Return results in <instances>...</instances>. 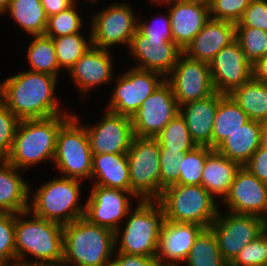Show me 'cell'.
<instances>
[{
    "label": "cell",
    "mask_w": 267,
    "mask_h": 266,
    "mask_svg": "<svg viewBox=\"0 0 267 266\" xmlns=\"http://www.w3.org/2000/svg\"><path fill=\"white\" fill-rule=\"evenodd\" d=\"M155 256L129 254V266H158Z\"/></svg>",
    "instance_id": "cell-49"
},
{
    "label": "cell",
    "mask_w": 267,
    "mask_h": 266,
    "mask_svg": "<svg viewBox=\"0 0 267 266\" xmlns=\"http://www.w3.org/2000/svg\"><path fill=\"white\" fill-rule=\"evenodd\" d=\"M176 1L192 3V4H199V5H203L206 7H210L211 2H212V0H176Z\"/></svg>",
    "instance_id": "cell-53"
},
{
    "label": "cell",
    "mask_w": 267,
    "mask_h": 266,
    "mask_svg": "<svg viewBox=\"0 0 267 266\" xmlns=\"http://www.w3.org/2000/svg\"><path fill=\"white\" fill-rule=\"evenodd\" d=\"M158 266H180V265H161V264H158Z\"/></svg>",
    "instance_id": "cell-56"
},
{
    "label": "cell",
    "mask_w": 267,
    "mask_h": 266,
    "mask_svg": "<svg viewBox=\"0 0 267 266\" xmlns=\"http://www.w3.org/2000/svg\"><path fill=\"white\" fill-rule=\"evenodd\" d=\"M243 167L260 181L267 183V147L260 146Z\"/></svg>",
    "instance_id": "cell-46"
},
{
    "label": "cell",
    "mask_w": 267,
    "mask_h": 266,
    "mask_svg": "<svg viewBox=\"0 0 267 266\" xmlns=\"http://www.w3.org/2000/svg\"><path fill=\"white\" fill-rule=\"evenodd\" d=\"M251 0H212L210 18L237 23Z\"/></svg>",
    "instance_id": "cell-42"
},
{
    "label": "cell",
    "mask_w": 267,
    "mask_h": 266,
    "mask_svg": "<svg viewBox=\"0 0 267 266\" xmlns=\"http://www.w3.org/2000/svg\"><path fill=\"white\" fill-rule=\"evenodd\" d=\"M111 56L109 50L91 46L68 71L82 96L94 87L113 80Z\"/></svg>",
    "instance_id": "cell-22"
},
{
    "label": "cell",
    "mask_w": 267,
    "mask_h": 266,
    "mask_svg": "<svg viewBox=\"0 0 267 266\" xmlns=\"http://www.w3.org/2000/svg\"><path fill=\"white\" fill-rule=\"evenodd\" d=\"M235 39L239 42L246 60L253 66L267 56V32L252 27H235Z\"/></svg>",
    "instance_id": "cell-36"
},
{
    "label": "cell",
    "mask_w": 267,
    "mask_h": 266,
    "mask_svg": "<svg viewBox=\"0 0 267 266\" xmlns=\"http://www.w3.org/2000/svg\"><path fill=\"white\" fill-rule=\"evenodd\" d=\"M0 213H21L29 208L30 186L20 170L0 160Z\"/></svg>",
    "instance_id": "cell-25"
},
{
    "label": "cell",
    "mask_w": 267,
    "mask_h": 266,
    "mask_svg": "<svg viewBox=\"0 0 267 266\" xmlns=\"http://www.w3.org/2000/svg\"><path fill=\"white\" fill-rule=\"evenodd\" d=\"M155 139L159 143V148H167V152H189L197 146L180 113L171 119Z\"/></svg>",
    "instance_id": "cell-34"
},
{
    "label": "cell",
    "mask_w": 267,
    "mask_h": 266,
    "mask_svg": "<svg viewBox=\"0 0 267 266\" xmlns=\"http://www.w3.org/2000/svg\"><path fill=\"white\" fill-rule=\"evenodd\" d=\"M235 27L259 28L267 32V0H251Z\"/></svg>",
    "instance_id": "cell-44"
},
{
    "label": "cell",
    "mask_w": 267,
    "mask_h": 266,
    "mask_svg": "<svg viewBox=\"0 0 267 266\" xmlns=\"http://www.w3.org/2000/svg\"><path fill=\"white\" fill-rule=\"evenodd\" d=\"M241 165L228 159L226 156L213 149L208 156L202 171L201 185L214 197L228 195L230 186L235 179Z\"/></svg>",
    "instance_id": "cell-26"
},
{
    "label": "cell",
    "mask_w": 267,
    "mask_h": 266,
    "mask_svg": "<svg viewBox=\"0 0 267 266\" xmlns=\"http://www.w3.org/2000/svg\"><path fill=\"white\" fill-rule=\"evenodd\" d=\"M212 150L208 146H196L193 150L186 152L184 158H181L178 184L201 185L206 157Z\"/></svg>",
    "instance_id": "cell-37"
},
{
    "label": "cell",
    "mask_w": 267,
    "mask_h": 266,
    "mask_svg": "<svg viewBox=\"0 0 267 266\" xmlns=\"http://www.w3.org/2000/svg\"><path fill=\"white\" fill-rule=\"evenodd\" d=\"M253 78L267 84V56L259 59L252 67Z\"/></svg>",
    "instance_id": "cell-48"
},
{
    "label": "cell",
    "mask_w": 267,
    "mask_h": 266,
    "mask_svg": "<svg viewBox=\"0 0 267 266\" xmlns=\"http://www.w3.org/2000/svg\"><path fill=\"white\" fill-rule=\"evenodd\" d=\"M10 0H0V15L7 12Z\"/></svg>",
    "instance_id": "cell-54"
},
{
    "label": "cell",
    "mask_w": 267,
    "mask_h": 266,
    "mask_svg": "<svg viewBox=\"0 0 267 266\" xmlns=\"http://www.w3.org/2000/svg\"><path fill=\"white\" fill-rule=\"evenodd\" d=\"M93 185L130 191L127 154H93L91 178Z\"/></svg>",
    "instance_id": "cell-27"
},
{
    "label": "cell",
    "mask_w": 267,
    "mask_h": 266,
    "mask_svg": "<svg viewBox=\"0 0 267 266\" xmlns=\"http://www.w3.org/2000/svg\"><path fill=\"white\" fill-rule=\"evenodd\" d=\"M249 117L229 96L219 93V103L212 129V149L249 121Z\"/></svg>",
    "instance_id": "cell-29"
},
{
    "label": "cell",
    "mask_w": 267,
    "mask_h": 266,
    "mask_svg": "<svg viewBox=\"0 0 267 266\" xmlns=\"http://www.w3.org/2000/svg\"><path fill=\"white\" fill-rule=\"evenodd\" d=\"M184 262L187 266H228L222 258L216 235L210 227L204 228L196 237Z\"/></svg>",
    "instance_id": "cell-33"
},
{
    "label": "cell",
    "mask_w": 267,
    "mask_h": 266,
    "mask_svg": "<svg viewBox=\"0 0 267 266\" xmlns=\"http://www.w3.org/2000/svg\"><path fill=\"white\" fill-rule=\"evenodd\" d=\"M45 10L47 17L58 14L61 11L67 10L75 3L73 0H40Z\"/></svg>",
    "instance_id": "cell-47"
},
{
    "label": "cell",
    "mask_w": 267,
    "mask_h": 266,
    "mask_svg": "<svg viewBox=\"0 0 267 266\" xmlns=\"http://www.w3.org/2000/svg\"><path fill=\"white\" fill-rule=\"evenodd\" d=\"M169 75L166 81L171 85L179 107L205 99L216 92L212 83L210 65L189 58L184 53L179 56Z\"/></svg>",
    "instance_id": "cell-13"
},
{
    "label": "cell",
    "mask_w": 267,
    "mask_h": 266,
    "mask_svg": "<svg viewBox=\"0 0 267 266\" xmlns=\"http://www.w3.org/2000/svg\"><path fill=\"white\" fill-rule=\"evenodd\" d=\"M107 109L131 117L166 78L153 71L130 68L117 78Z\"/></svg>",
    "instance_id": "cell-12"
},
{
    "label": "cell",
    "mask_w": 267,
    "mask_h": 266,
    "mask_svg": "<svg viewBox=\"0 0 267 266\" xmlns=\"http://www.w3.org/2000/svg\"><path fill=\"white\" fill-rule=\"evenodd\" d=\"M73 1H74V3H76V2H75L76 0H73ZM86 1H88L89 3H90V2L93 3V2H97L98 0H86Z\"/></svg>",
    "instance_id": "cell-55"
},
{
    "label": "cell",
    "mask_w": 267,
    "mask_h": 266,
    "mask_svg": "<svg viewBox=\"0 0 267 266\" xmlns=\"http://www.w3.org/2000/svg\"><path fill=\"white\" fill-rule=\"evenodd\" d=\"M75 114L60 127L53 163L62 177L91 179L93 154L86 128ZM64 174V175H63Z\"/></svg>",
    "instance_id": "cell-9"
},
{
    "label": "cell",
    "mask_w": 267,
    "mask_h": 266,
    "mask_svg": "<svg viewBox=\"0 0 267 266\" xmlns=\"http://www.w3.org/2000/svg\"><path fill=\"white\" fill-rule=\"evenodd\" d=\"M169 5L170 26L174 43L184 51L210 19L209 7L176 0H151Z\"/></svg>",
    "instance_id": "cell-21"
},
{
    "label": "cell",
    "mask_w": 267,
    "mask_h": 266,
    "mask_svg": "<svg viewBox=\"0 0 267 266\" xmlns=\"http://www.w3.org/2000/svg\"><path fill=\"white\" fill-rule=\"evenodd\" d=\"M57 77L25 71L0 83V100L20 119H44L67 113L56 98ZM62 110V111H61Z\"/></svg>",
    "instance_id": "cell-1"
},
{
    "label": "cell",
    "mask_w": 267,
    "mask_h": 266,
    "mask_svg": "<svg viewBox=\"0 0 267 266\" xmlns=\"http://www.w3.org/2000/svg\"><path fill=\"white\" fill-rule=\"evenodd\" d=\"M167 14V16L157 17L152 22L138 21L137 30L150 39H166L168 42H174L169 12Z\"/></svg>",
    "instance_id": "cell-45"
},
{
    "label": "cell",
    "mask_w": 267,
    "mask_h": 266,
    "mask_svg": "<svg viewBox=\"0 0 267 266\" xmlns=\"http://www.w3.org/2000/svg\"><path fill=\"white\" fill-rule=\"evenodd\" d=\"M127 3H113L93 15L91 40L92 46L110 50L117 44L127 48L137 30L136 13Z\"/></svg>",
    "instance_id": "cell-11"
},
{
    "label": "cell",
    "mask_w": 267,
    "mask_h": 266,
    "mask_svg": "<svg viewBox=\"0 0 267 266\" xmlns=\"http://www.w3.org/2000/svg\"><path fill=\"white\" fill-rule=\"evenodd\" d=\"M132 58L138 60L134 68L157 72L165 78L176 65L183 51L166 39H150L136 30L128 47Z\"/></svg>",
    "instance_id": "cell-19"
},
{
    "label": "cell",
    "mask_w": 267,
    "mask_h": 266,
    "mask_svg": "<svg viewBox=\"0 0 267 266\" xmlns=\"http://www.w3.org/2000/svg\"><path fill=\"white\" fill-rule=\"evenodd\" d=\"M172 222L195 223L209 228L217 218L219 207L202 185L175 184L165 188L157 200Z\"/></svg>",
    "instance_id": "cell-7"
},
{
    "label": "cell",
    "mask_w": 267,
    "mask_h": 266,
    "mask_svg": "<svg viewBox=\"0 0 267 266\" xmlns=\"http://www.w3.org/2000/svg\"><path fill=\"white\" fill-rule=\"evenodd\" d=\"M229 96L246 113L250 120L267 122V84L253 77L234 89Z\"/></svg>",
    "instance_id": "cell-30"
},
{
    "label": "cell",
    "mask_w": 267,
    "mask_h": 266,
    "mask_svg": "<svg viewBox=\"0 0 267 266\" xmlns=\"http://www.w3.org/2000/svg\"><path fill=\"white\" fill-rule=\"evenodd\" d=\"M165 220V213L157 200L139 201L123 220L126 221L124 231H115V252L155 256Z\"/></svg>",
    "instance_id": "cell-5"
},
{
    "label": "cell",
    "mask_w": 267,
    "mask_h": 266,
    "mask_svg": "<svg viewBox=\"0 0 267 266\" xmlns=\"http://www.w3.org/2000/svg\"><path fill=\"white\" fill-rule=\"evenodd\" d=\"M130 192L138 201L161 197L160 148L155 138L136 137L127 151Z\"/></svg>",
    "instance_id": "cell-8"
},
{
    "label": "cell",
    "mask_w": 267,
    "mask_h": 266,
    "mask_svg": "<svg viewBox=\"0 0 267 266\" xmlns=\"http://www.w3.org/2000/svg\"><path fill=\"white\" fill-rule=\"evenodd\" d=\"M55 46L57 62L60 69L68 71L92 46L91 34L88 41L80 33L52 38Z\"/></svg>",
    "instance_id": "cell-35"
},
{
    "label": "cell",
    "mask_w": 267,
    "mask_h": 266,
    "mask_svg": "<svg viewBox=\"0 0 267 266\" xmlns=\"http://www.w3.org/2000/svg\"><path fill=\"white\" fill-rule=\"evenodd\" d=\"M216 235L222 258L229 264L248 243L267 229V221L256 215L233 212L221 214L210 225Z\"/></svg>",
    "instance_id": "cell-10"
},
{
    "label": "cell",
    "mask_w": 267,
    "mask_h": 266,
    "mask_svg": "<svg viewBox=\"0 0 267 266\" xmlns=\"http://www.w3.org/2000/svg\"><path fill=\"white\" fill-rule=\"evenodd\" d=\"M223 203L230 212L256 215L267 221V183L241 166Z\"/></svg>",
    "instance_id": "cell-18"
},
{
    "label": "cell",
    "mask_w": 267,
    "mask_h": 266,
    "mask_svg": "<svg viewBox=\"0 0 267 266\" xmlns=\"http://www.w3.org/2000/svg\"><path fill=\"white\" fill-rule=\"evenodd\" d=\"M20 119L0 100V160L6 159L12 149Z\"/></svg>",
    "instance_id": "cell-41"
},
{
    "label": "cell",
    "mask_w": 267,
    "mask_h": 266,
    "mask_svg": "<svg viewBox=\"0 0 267 266\" xmlns=\"http://www.w3.org/2000/svg\"><path fill=\"white\" fill-rule=\"evenodd\" d=\"M117 254V255H116ZM114 260L111 258L105 266H129V254L116 252Z\"/></svg>",
    "instance_id": "cell-50"
},
{
    "label": "cell",
    "mask_w": 267,
    "mask_h": 266,
    "mask_svg": "<svg viewBox=\"0 0 267 266\" xmlns=\"http://www.w3.org/2000/svg\"><path fill=\"white\" fill-rule=\"evenodd\" d=\"M85 128L92 154H126L134 138L131 117L109 110L100 122Z\"/></svg>",
    "instance_id": "cell-16"
},
{
    "label": "cell",
    "mask_w": 267,
    "mask_h": 266,
    "mask_svg": "<svg viewBox=\"0 0 267 266\" xmlns=\"http://www.w3.org/2000/svg\"><path fill=\"white\" fill-rule=\"evenodd\" d=\"M27 210L16 214V265L29 264L27 255L38 259L34 263L61 262L63 260V225L31 215ZM24 217V218H23ZM34 217V218H33Z\"/></svg>",
    "instance_id": "cell-4"
},
{
    "label": "cell",
    "mask_w": 267,
    "mask_h": 266,
    "mask_svg": "<svg viewBox=\"0 0 267 266\" xmlns=\"http://www.w3.org/2000/svg\"><path fill=\"white\" fill-rule=\"evenodd\" d=\"M6 13L31 36L45 35L48 17L40 0H10Z\"/></svg>",
    "instance_id": "cell-31"
},
{
    "label": "cell",
    "mask_w": 267,
    "mask_h": 266,
    "mask_svg": "<svg viewBox=\"0 0 267 266\" xmlns=\"http://www.w3.org/2000/svg\"><path fill=\"white\" fill-rule=\"evenodd\" d=\"M71 114L63 113L44 119L20 120L11 152L6 160L19 170L23 168L27 170L42 161L50 159L53 161L58 131L72 116Z\"/></svg>",
    "instance_id": "cell-2"
},
{
    "label": "cell",
    "mask_w": 267,
    "mask_h": 266,
    "mask_svg": "<svg viewBox=\"0 0 267 266\" xmlns=\"http://www.w3.org/2000/svg\"><path fill=\"white\" fill-rule=\"evenodd\" d=\"M219 103V93L179 107L192 140L197 146H208L212 149V129Z\"/></svg>",
    "instance_id": "cell-24"
},
{
    "label": "cell",
    "mask_w": 267,
    "mask_h": 266,
    "mask_svg": "<svg viewBox=\"0 0 267 266\" xmlns=\"http://www.w3.org/2000/svg\"><path fill=\"white\" fill-rule=\"evenodd\" d=\"M16 213H0V266L16 265Z\"/></svg>",
    "instance_id": "cell-39"
},
{
    "label": "cell",
    "mask_w": 267,
    "mask_h": 266,
    "mask_svg": "<svg viewBox=\"0 0 267 266\" xmlns=\"http://www.w3.org/2000/svg\"><path fill=\"white\" fill-rule=\"evenodd\" d=\"M262 122L249 120L229 135L216 150L243 166L261 146Z\"/></svg>",
    "instance_id": "cell-28"
},
{
    "label": "cell",
    "mask_w": 267,
    "mask_h": 266,
    "mask_svg": "<svg viewBox=\"0 0 267 266\" xmlns=\"http://www.w3.org/2000/svg\"><path fill=\"white\" fill-rule=\"evenodd\" d=\"M76 3L67 10L48 17L45 35L51 38L79 33L82 28V18L76 11Z\"/></svg>",
    "instance_id": "cell-38"
},
{
    "label": "cell",
    "mask_w": 267,
    "mask_h": 266,
    "mask_svg": "<svg viewBox=\"0 0 267 266\" xmlns=\"http://www.w3.org/2000/svg\"><path fill=\"white\" fill-rule=\"evenodd\" d=\"M186 152H167V148H160L161 194L172 185L178 184L181 158Z\"/></svg>",
    "instance_id": "cell-43"
},
{
    "label": "cell",
    "mask_w": 267,
    "mask_h": 266,
    "mask_svg": "<svg viewBox=\"0 0 267 266\" xmlns=\"http://www.w3.org/2000/svg\"><path fill=\"white\" fill-rule=\"evenodd\" d=\"M90 192L85 203L84 218L92 224L117 231L120 228V222L126 219L132 209V198L136 201V197L130 191L99 185H93Z\"/></svg>",
    "instance_id": "cell-15"
},
{
    "label": "cell",
    "mask_w": 267,
    "mask_h": 266,
    "mask_svg": "<svg viewBox=\"0 0 267 266\" xmlns=\"http://www.w3.org/2000/svg\"><path fill=\"white\" fill-rule=\"evenodd\" d=\"M179 113L171 85L165 80L131 116L136 137L155 138Z\"/></svg>",
    "instance_id": "cell-14"
},
{
    "label": "cell",
    "mask_w": 267,
    "mask_h": 266,
    "mask_svg": "<svg viewBox=\"0 0 267 266\" xmlns=\"http://www.w3.org/2000/svg\"><path fill=\"white\" fill-rule=\"evenodd\" d=\"M234 40L235 23L210 18L183 53L209 64L222 48Z\"/></svg>",
    "instance_id": "cell-23"
},
{
    "label": "cell",
    "mask_w": 267,
    "mask_h": 266,
    "mask_svg": "<svg viewBox=\"0 0 267 266\" xmlns=\"http://www.w3.org/2000/svg\"><path fill=\"white\" fill-rule=\"evenodd\" d=\"M81 180L57 177L41 185L29 198L30 214L65 225L85 215L81 206Z\"/></svg>",
    "instance_id": "cell-6"
},
{
    "label": "cell",
    "mask_w": 267,
    "mask_h": 266,
    "mask_svg": "<svg viewBox=\"0 0 267 266\" xmlns=\"http://www.w3.org/2000/svg\"><path fill=\"white\" fill-rule=\"evenodd\" d=\"M204 229L195 223L165 220L159 234L156 260L161 265H180L188 257L196 237Z\"/></svg>",
    "instance_id": "cell-20"
},
{
    "label": "cell",
    "mask_w": 267,
    "mask_h": 266,
    "mask_svg": "<svg viewBox=\"0 0 267 266\" xmlns=\"http://www.w3.org/2000/svg\"><path fill=\"white\" fill-rule=\"evenodd\" d=\"M267 262V229L245 245L228 266H262Z\"/></svg>",
    "instance_id": "cell-40"
},
{
    "label": "cell",
    "mask_w": 267,
    "mask_h": 266,
    "mask_svg": "<svg viewBox=\"0 0 267 266\" xmlns=\"http://www.w3.org/2000/svg\"><path fill=\"white\" fill-rule=\"evenodd\" d=\"M115 252V232L82 217L63 225V262L69 266H105Z\"/></svg>",
    "instance_id": "cell-3"
},
{
    "label": "cell",
    "mask_w": 267,
    "mask_h": 266,
    "mask_svg": "<svg viewBox=\"0 0 267 266\" xmlns=\"http://www.w3.org/2000/svg\"><path fill=\"white\" fill-rule=\"evenodd\" d=\"M25 266H69L68 264L64 263L63 261L61 262H45V263H34L33 261L29 262V264Z\"/></svg>",
    "instance_id": "cell-51"
},
{
    "label": "cell",
    "mask_w": 267,
    "mask_h": 266,
    "mask_svg": "<svg viewBox=\"0 0 267 266\" xmlns=\"http://www.w3.org/2000/svg\"><path fill=\"white\" fill-rule=\"evenodd\" d=\"M27 50L30 71L53 75L58 78L60 70L53 39L46 35L32 36Z\"/></svg>",
    "instance_id": "cell-32"
},
{
    "label": "cell",
    "mask_w": 267,
    "mask_h": 266,
    "mask_svg": "<svg viewBox=\"0 0 267 266\" xmlns=\"http://www.w3.org/2000/svg\"><path fill=\"white\" fill-rule=\"evenodd\" d=\"M260 138L261 146L267 147V122H262Z\"/></svg>",
    "instance_id": "cell-52"
},
{
    "label": "cell",
    "mask_w": 267,
    "mask_h": 266,
    "mask_svg": "<svg viewBox=\"0 0 267 266\" xmlns=\"http://www.w3.org/2000/svg\"><path fill=\"white\" fill-rule=\"evenodd\" d=\"M209 65L214 89L223 95H229L253 77V66L236 39L222 48Z\"/></svg>",
    "instance_id": "cell-17"
}]
</instances>
